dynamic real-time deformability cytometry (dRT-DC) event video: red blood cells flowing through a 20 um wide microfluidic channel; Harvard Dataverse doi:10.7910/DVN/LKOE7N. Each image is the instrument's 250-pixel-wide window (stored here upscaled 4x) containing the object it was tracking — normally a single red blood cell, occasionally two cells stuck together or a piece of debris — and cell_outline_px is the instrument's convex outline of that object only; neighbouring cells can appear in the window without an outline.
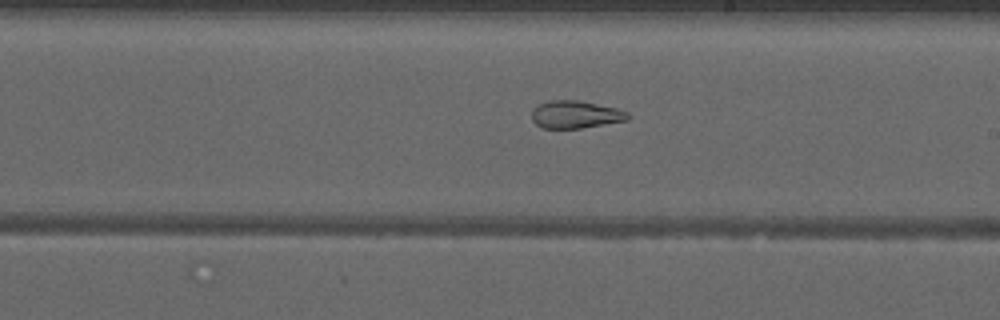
{"species": "common noctule bat (a hibernating species)", "species_latin": "Nyctalus noctula", "temperature_condition": "warm", "stored_images_in_passage": 43, "segment_of_instrument_passage": [2, 2], "camera_frame_rate_fps": 3000, "um_per_image_px": 0.085, "animal": {"sex": "male", "forearm_length_mm": 52.5}, "frame": {"image": 1, "passage_image": 22, "time_ms": 7.0, "image_size_px": [1000, 320], "cell_outline_px": [[632, 116], [628, 120], [580, 128], [544, 128], [536, 124], [532, 120], [532, 108], [540, 104], [552, 100], [580, 100], [616, 108], [628, 112]], "centroid_in_image_um": [48.94, 9.73], "position_along_channel_um": 240.1, "area_um2": 15.43}}
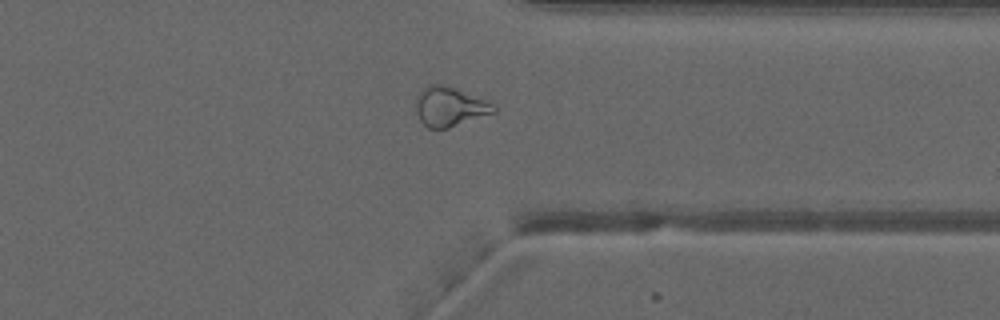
{"frame": {"image": 2, "passage_image": 32, "time_ms": 10.333, "image_size_px": [1000, 320], "cell_outline_px": [[496, 112], [448, 128], [428, 128], [420, 120], [416, 112], [416, 96], [428, 84], [444, 84], [456, 88], [488, 100], [496, 104]], "centroid_in_image_um": [38.25, 9.05], "position_along_channel_um": 373.1, "area_um2": 18.03}}